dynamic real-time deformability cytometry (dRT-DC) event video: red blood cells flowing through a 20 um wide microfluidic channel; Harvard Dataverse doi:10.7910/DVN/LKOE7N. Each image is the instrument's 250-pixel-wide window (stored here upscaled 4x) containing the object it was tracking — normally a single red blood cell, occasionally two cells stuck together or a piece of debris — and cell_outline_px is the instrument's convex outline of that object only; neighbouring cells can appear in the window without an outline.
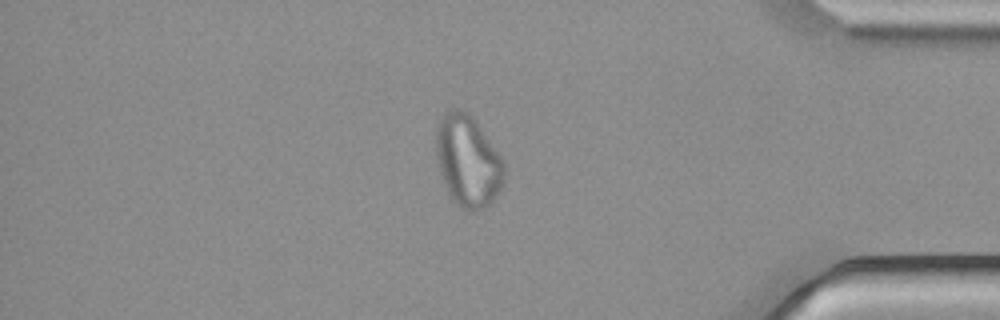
{"species": "common noctule bat (a hibernating species)", "species_latin": "Nyctalus noctula", "temperature_condition": "cold", "stored_images_in_passage": 54, "camera_frame_rate_fps": 3000, "um_per_image_px": 0.085, "animal": {"sex": "male", "body_mass_g": 21.5, "forearm_length_mm": 52.0}, "frame": {"image": 1, "passage_image": 46, "time_ms": 15.0, "image_size_px": [1000, 320], "cell_outline_px": [[504, 180], [496, 196], [484, 208], [472, 212], [468, 212], [456, 204], [452, 200], [440, 176], [436, 160], [436, 124], [440, 116], [444, 112], [456, 108], [460, 108], [468, 112], [476, 120], [504, 160]], "centroid_in_image_um": [39.74, 13.66], "position_along_channel_um": 395.5, "area_um2": 36.93}}